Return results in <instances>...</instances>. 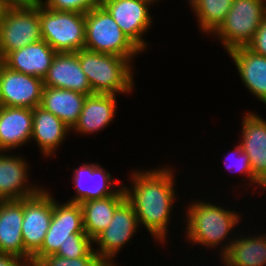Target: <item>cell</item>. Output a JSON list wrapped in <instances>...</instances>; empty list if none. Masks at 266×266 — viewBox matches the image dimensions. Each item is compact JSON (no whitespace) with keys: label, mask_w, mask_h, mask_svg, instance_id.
Returning <instances> with one entry per match:
<instances>
[{"label":"cell","mask_w":266,"mask_h":266,"mask_svg":"<svg viewBox=\"0 0 266 266\" xmlns=\"http://www.w3.org/2000/svg\"><path fill=\"white\" fill-rule=\"evenodd\" d=\"M42 40L39 2L7 8L0 23V61L11 51Z\"/></svg>","instance_id":"obj_7"},{"label":"cell","mask_w":266,"mask_h":266,"mask_svg":"<svg viewBox=\"0 0 266 266\" xmlns=\"http://www.w3.org/2000/svg\"><path fill=\"white\" fill-rule=\"evenodd\" d=\"M247 47L254 53L266 57V15L255 33L253 41Z\"/></svg>","instance_id":"obj_31"},{"label":"cell","mask_w":266,"mask_h":266,"mask_svg":"<svg viewBox=\"0 0 266 266\" xmlns=\"http://www.w3.org/2000/svg\"><path fill=\"white\" fill-rule=\"evenodd\" d=\"M241 119L239 144L249 157L254 178L266 189V120L249 111Z\"/></svg>","instance_id":"obj_14"},{"label":"cell","mask_w":266,"mask_h":266,"mask_svg":"<svg viewBox=\"0 0 266 266\" xmlns=\"http://www.w3.org/2000/svg\"><path fill=\"white\" fill-rule=\"evenodd\" d=\"M56 51L45 41L34 42L9 52L1 62L10 70L43 79L51 66Z\"/></svg>","instance_id":"obj_17"},{"label":"cell","mask_w":266,"mask_h":266,"mask_svg":"<svg viewBox=\"0 0 266 266\" xmlns=\"http://www.w3.org/2000/svg\"><path fill=\"white\" fill-rule=\"evenodd\" d=\"M265 15V0H234L223 22L212 35L218 38L227 52L247 47L253 41Z\"/></svg>","instance_id":"obj_5"},{"label":"cell","mask_w":266,"mask_h":266,"mask_svg":"<svg viewBox=\"0 0 266 266\" xmlns=\"http://www.w3.org/2000/svg\"><path fill=\"white\" fill-rule=\"evenodd\" d=\"M6 7H25L30 5L34 0H0Z\"/></svg>","instance_id":"obj_33"},{"label":"cell","mask_w":266,"mask_h":266,"mask_svg":"<svg viewBox=\"0 0 266 266\" xmlns=\"http://www.w3.org/2000/svg\"><path fill=\"white\" fill-rule=\"evenodd\" d=\"M93 240L86 233H79L73 240H68L55 255L65 258L99 257L93 250Z\"/></svg>","instance_id":"obj_27"},{"label":"cell","mask_w":266,"mask_h":266,"mask_svg":"<svg viewBox=\"0 0 266 266\" xmlns=\"http://www.w3.org/2000/svg\"><path fill=\"white\" fill-rule=\"evenodd\" d=\"M53 215V196L44 186L35 195L23 198L22 237L25 261L41 249Z\"/></svg>","instance_id":"obj_8"},{"label":"cell","mask_w":266,"mask_h":266,"mask_svg":"<svg viewBox=\"0 0 266 266\" xmlns=\"http://www.w3.org/2000/svg\"><path fill=\"white\" fill-rule=\"evenodd\" d=\"M137 229L139 222L134 208L125 200L114 212L108 227L93 240L99 247L93 250L108 266H116L115 255L136 235Z\"/></svg>","instance_id":"obj_10"},{"label":"cell","mask_w":266,"mask_h":266,"mask_svg":"<svg viewBox=\"0 0 266 266\" xmlns=\"http://www.w3.org/2000/svg\"><path fill=\"white\" fill-rule=\"evenodd\" d=\"M38 266H108L100 257L65 258L58 255H48L40 258Z\"/></svg>","instance_id":"obj_30"},{"label":"cell","mask_w":266,"mask_h":266,"mask_svg":"<svg viewBox=\"0 0 266 266\" xmlns=\"http://www.w3.org/2000/svg\"><path fill=\"white\" fill-rule=\"evenodd\" d=\"M84 49L127 57L131 62L142 52L120 29L103 5L85 14Z\"/></svg>","instance_id":"obj_4"},{"label":"cell","mask_w":266,"mask_h":266,"mask_svg":"<svg viewBox=\"0 0 266 266\" xmlns=\"http://www.w3.org/2000/svg\"><path fill=\"white\" fill-rule=\"evenodd\" d=\"M152 1H153L154 3H157V2L159 3L160 0H159V1H158V0H152Z\"/></svg>","instance_id":"obj_37"},{"label":"cell","mask_w":266,"mask_h":266,"mask_svg":"<svg viewBox=\"0 0 266 266\" xmlns=\"http://www.w3.org/2000/svg\"><path fill=\"white\" fill-rule=\"evenodd\" d=\"M87 95L69 89L44 87L40 107L61 119L70 129L76 124Z\"/></svg>","instance_id":"obj_23"},{"label":"cell","mask_w":266,"mask_h":266,"mask_svg":"<svg viewBox=\"0 0 266 266\" xmlns=\"http://www.w3.org/2000/svg\"><path fill=\"white\" fill-rule=\"evenodd\" d=\"M23 261L18 256L0 253V266H19Z\"/></svg>","instance_id":"obj_32"},{"label":"cell","mask_w":266,"mask_h":266,"mask_svg":"<svg viewBox=\"0 0 266 266\" xmlns=\"http://www.w3.org/2000/svg\"><path fill=\"white\" fill-rule=\"evenodd\" d=\"M117 95L93 93L87 95L81 114L71 129L78 134L89 135L103 131L114 121Z\"/></svg>","instance_id":"obj_19"},{"label":"cell","mask_w":266,"mask_h":266,"mask_svg":"<svg viewBox=\"0 0 266 266\" xmlns=\"http://www.w3.org/2000/svg\"><path fill=\"white\" fill-rule=\"evenodd\" d=\"M43 89V79L10 70L0 61V106L34 109Z\"/></svg>","instance_id":"obj_12"},{"label":"cell","mask_w":266,"mask_h":266,"mask_svg":"<svg viewBox=\"0 0 266 266\" xmlns=\"http://www.w3.org/2000/svg\"><path fill=\"white\" fill-rule=\"evenodd\" d=\"M77 55L93 93L118 96L134 90V67L127 57L86 49L79 50Z\"/></svg>","instance_id":"obj_3"},{"label":"cell","mask_w":266,"mask_h":266,"mask_svg":"<svg viewBox=\"0 0 266 266\" xmlns=\"http://www.w3.org/2000/svg\"><path fill=\"white\" fill-rule=\"evenodd\" d=\"M203 201H190L187 210H185L187 212V219H185L187 222L185 227L186 241H189V244L193 246L200 244L207 249H215L221 245L219 256H222L236 237L235 235L234 238H228L229 235L231 236L230 233L234 235L233 227L238 226L242 213L218 206L217 203Z\"/></svg>","instance_id":"obj_2"},{"label":"cell","mask_w":266,"mask_h":266,"mask_svg":"<svg viewBox=\"0 0 266 266\" xmlns=\"http://www.w3.org/2000/svg\"><path fill=\"white\" fill-rule=\"evenodd\" d=\"M125 200V190L121 187L115 195L80 203L84 231L92 240L108 227L114 212Z\"/></svg>","instance_id":"obj_24"},{"label":"cell","mask_w":266,"mask_h":266,"mask_svg":"<svg viewBox=\"0 0 266 266\" xmlns=\"http://www.w3.org/2000/svg\"><path fill=\"white\" fill-rule=\"evenodd\" d=\"M19 266H38L33 260L23 261Z\"/></svg>","instance_id":"obj_35"},{"label":"cell","mask_w":266,"mask_h":266,"mask_svg":"<svg viewBox=\"0 0 266 266\" xmlns=\"http://www.w3.org/2000/svg\"><path fill=\"white\" fill-rule=\"evenodd\" d=\"M33 109L0 106V151H10L31 141Z\"/></svg>","instance_id":"obj_18"},{"label":"cell","mask_w":266,"mask_h":266,"mask_svg":"<svg viewBox=\"0 0 266 266\" xmlns=\"http://www.w3.org/2000/svg\"><path fill=\"white\" fill-rule=\"evenodd\" d=\"M22 223L23 199L0 200V253L25 261Z\"/></svg>","instance_id":"obj_20"},{"label":"cell","mask_w":266,"mask_h":266,"mask_svg":"<svg viewBox=\"0 0 266 266\" xmlns=\"http://www.w3.org/2000/svg\"><path fill=\"white\" fill-rule=\"evenodd\" d=\"M39 19L42 39L57 53L84 49V13L48 9L39 3Z\"/></svg>","instance_id":"obj_6"},{"label":"cell","mask_w":266,"mask_h":266,"mask_svg":"<svg viewBox=\"0 0 266 266\" xmlns=\"http://www.w3.org/2000/svg\"><path fill=\"white\" fill-rule=\"evenodd\" d=\"M71 129L57 116L40 106L33 109L32 135L43 156H53Z\"/></svg>","instance_id":"obj_22"},{"label":"cell","mask_w":266,"mask_h":266,"mask_svg":"<svg viewBox=\"0 0 266 266\" xmlns=\"http://www.w3.org/2000/svg\"><path fill=\"white\" fill-rule=\"evenodd\" d=\"M227 53L233 59L246 89L266 104V57L248 47H238Z\"/></svg>","instance_id":"obj_21"},{"label":"cell","mask_w":266,"mask_h":266,"mask_svg":"<svg viewBox=\"0 0 266 266\" xmlns=\"http://www.w3.org/2000/svg\"><path fill=\"white\" fill-rule=\"evenodd\" d=\"M43 83L44 87L69 89L85 95L93 94L82 71L77 52L56 53Z\"/></svg>","instance_id":"obj_16"},{"label":"cell","mask_w":266,"mask_h":266,"mask_svg":"<svg viewBox=\"0 0 266 266\" xmlns=\"http://www.w3.org/2000/svg\"><path fill=\"white\" fill-rule=\"evenodd\" d=\"M152 4V0H102L120 29L142 52L149 45L143 38L153 24L154 18L149 12Z\"/></svg>","instance_id":"obj_11"},{"label":"cell","mask_w":266,"mask_h":266,"mask_svg":"<svg viewBox=\"0 0 266 266\" xmlns=\"http://www.w3.org/2000/svg\"><path fill=\"white\" fill-rule=\"evenodd\" d=\"M27 163L21 155H7L6 151H0V200L23 199L41 189L40 185L29 184Z\"/></svg>","instance_id":"obj_15"},{"label":"cell","mask_w":266,"mask_h":266,"mask_svg":"<svg viewBox=\"0 0 266 266\" xmlns=\"http://www.w3.org/2000/svg\"><path fill=\"white\" fill-rule=\"evenodd\" d=\"M234 0H197L191 8L200 32L211 35L223 22Z\"/></svg>","instance_id":"obj_26"},{"label":"cell","mask_w":266,"mask_h":266,"mask_svg":"<svg viewBox=\"0 0 266 266\" xmlns=\"http://www.w3.org/2000/svg\"><path fill=\"white\" fill-rule=\"evenodd\" d=\"M249 235H236L220 258L224 266H266V234Z\"/></svg>","instance_id":"obj_25"},{"label":"cell","mask_w":266,"mask_h":266,"mask_svg":"<svg viewBox=\"0 0 266 266\" xmlns=\"http://www.w3.org/2000/svg\"><path fill=\"white\" fill-rule=\"evenodd\" d=\"M8 7H6L1 1H0V23L3 19L4 13Z\"/></svg>","instance_id":"obj_34"},{"label":"cell","mask_w":266,"mask_h":266,"mask_svg":"<svg viewBox=\"0 0 266 266\" xmlns=\"http://www.w3.org/2000/svg\"><path fill=\"white\" fill-rule=\"evenodd\" d=\"M174 168L169 166L131 172V187L123 186L126 200L133 206L139 226L148 230L157 242L165 245L170 217L177 198ZM133 185V186H132ZM176 197V198H175ZM142 224V225H141Z\"/></svg>","instance_id":"obj_1"},{"label":"cell","mask_w":266,"mask_h":266,"mask_svg":"<svg viewBox=\"0 0 266 266\" xmlns=\"http://www.w3.org/2000/svg\"><path fill=\"white\" fill-rule=\"evenodd\" d=\"M79 233H86L83 226V212L79 203H60L53 197V215L50 227L44 237L41 249L31 258L37 262L40 258L54 255L61 245L73 240Z\"/></svg>","instance_id":"obj_9"},{"label":"cell","mask_w":266,"mask_h":266,"mask_svg":"<svg viewBox=\"0 0 266 266\" xmlns=\"http://www.w3.org/2000/svg\"><path fill=\"white\" fill-rule=\"evenodd\" d=\"M48 9L86 14L102 5V0H37Z\"/></svg>","instance_id":"obj_29"},{"label":"cell","mask_w":266,"mask_h":266,"mask_svg":"<svg viewBox=\"0 0 266 266\" xmlns=\"http://www.w3.org/2000/svg\"><path fill=\"white\" fill-rule=\"evenodd\" d=\"M197 0H188V4L190 3V6H192Z\"/></svg>","instance_id":"obj_36"},{"label":"cell","mask_w":266,"mask_h":266,"mask_svg":"<svg viewBox=\"0 0 266 266\" xmlns=\"http://www.w3.org/2000/svg\"><path fill=\"white\" fill-rule=\"evenodd\" d=\"M233 148L234 150L232 149L231 151H229V154H226L228 156L226 159L228 160L226 161L225 159L223 161L226 170L227 171L229 170L230 172L232 170L235 171L234 173L238 172L241 175H245L246 179H248L247 181L249 182V186L254 184L257 185L259 188L261 187L264 191H266V189L254 178L249 157L243 151L242 146L238 143L237 146ZM228 161L232 162H230L229 164L227 163Z\"/></svg>","instance_id":"obj_28"},{"label":"cell","mask_w":266,"mask_h":266,"mask_svg":"<svg viewBox=\"0 0 266 266\" xmlns=\"http://www.w3.org/2000/svg\"><path fill=\"white\" fill-rule=\"evenodd\" d=\"M105 170L100 163L95 162L84 163L73 169L71 180L76 193L68 202L80 204L88 200L115 195L123 185L119 183V180H113L109 171Z\"/></svg>","instance_id":"obj_13"}]
</instances>
